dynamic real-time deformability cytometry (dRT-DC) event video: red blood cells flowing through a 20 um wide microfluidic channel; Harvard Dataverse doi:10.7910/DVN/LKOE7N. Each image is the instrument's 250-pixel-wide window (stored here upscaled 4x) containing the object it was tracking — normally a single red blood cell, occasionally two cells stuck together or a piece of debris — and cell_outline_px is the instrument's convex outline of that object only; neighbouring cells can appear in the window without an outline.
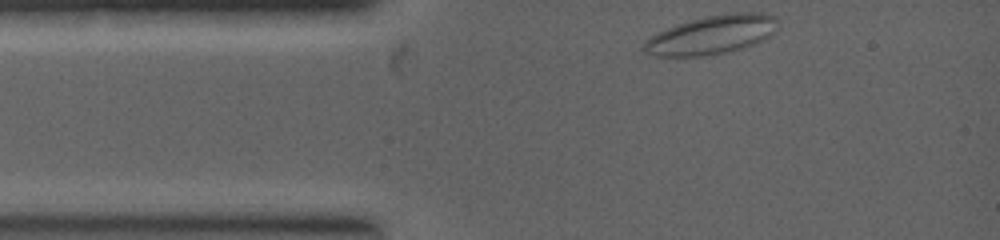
{"species": "common noctule bat (a hibernating species)", "species_latin": "Nyctalus noctula", "temperature_condition": "warm", "stored_images_in_passage": 3, "camera_frame_rate_fps": 5000, "um_per_image_px": 0.085, "animal": {"sex": "female", "body_mass_g": 19.0, "forearm_length_mm": 53.3}, "frame": {"image": 1, "passage_image": 1, "time_ms": 0.0, "image_size_px": [1000, 240], "cell_outline_px": [[776, 20], [772, 32], [764, 40], [740, 48], [724, 52], [700, 56], [656, 56], [644, 52], [640, 48], [644, 40], [676, 24], [708, 16], [728, 12], [764, 12], [776, 16]], "centroid_in_image_um": [60.45, 2.95], "position_along_channel_um": 24.5, "area_um2": 29.88}}